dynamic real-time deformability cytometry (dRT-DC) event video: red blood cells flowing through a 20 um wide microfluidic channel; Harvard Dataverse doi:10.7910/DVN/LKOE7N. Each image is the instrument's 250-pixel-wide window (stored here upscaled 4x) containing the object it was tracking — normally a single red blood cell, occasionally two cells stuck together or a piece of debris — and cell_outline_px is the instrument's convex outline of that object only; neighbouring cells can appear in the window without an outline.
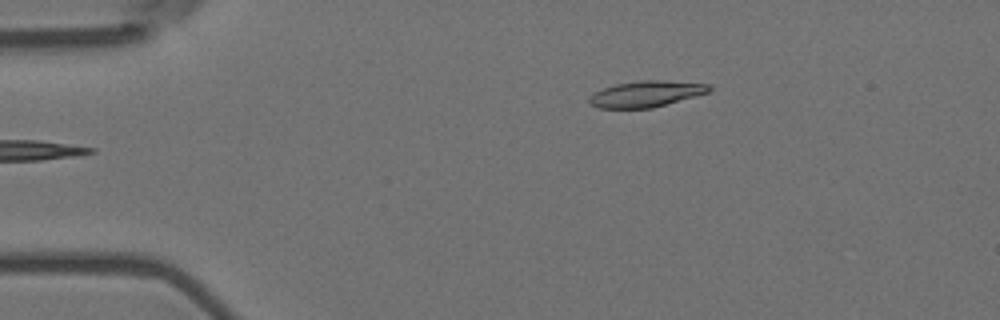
{"species": "Egyptian fruit bat (a non-hibernating species)", "species_latin": "Rousettus aegyptiacus", "temperature_condition": "room temperature", "stored_images_in_passage": 3, "camera_frame_rate_fps": 3000, "um_per_image_px": 0.085, "animal": {"sex": "female"}, "frame": {"image": 1, "passage_image": 3, "time_ms": 0.667, "image_size_px": [1000, 320], "cell_outline_px": [[712, 88], [708, 92], [652, 108], [600, 108], [592, 104], [588, 100], [588, 96], [604, 88], [616, 84], [640, 80], [660, 80], [708, 84]], "centroid_in_image_um": [54.89, 7.98], "position_along_channel_um": 30.1, "area_um2": 17.92}}